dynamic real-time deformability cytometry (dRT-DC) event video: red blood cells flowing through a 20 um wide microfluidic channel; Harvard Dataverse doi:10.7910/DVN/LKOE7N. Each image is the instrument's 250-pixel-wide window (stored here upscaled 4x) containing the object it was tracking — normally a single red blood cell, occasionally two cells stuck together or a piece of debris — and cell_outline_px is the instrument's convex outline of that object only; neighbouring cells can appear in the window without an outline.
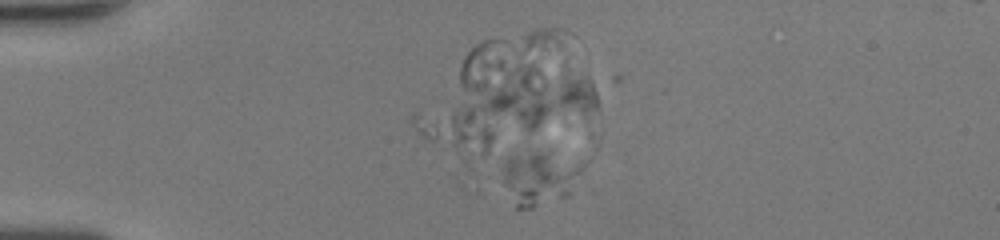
{"species": "human", "species_latin": "Homo sapiens", "temperature_condition": "room temperature", "stored_images_in_passage": 42, "camera_frame_rate_fps": 3000, "um_per_image_px": 0.085, "donor": {"sex": "female"}, "frame": {"image": 1, "passage_image": 1, "time_ms": 0.0, "image_size_px": [1000, 240], "cell_outline_px": [[588, 160], [568, 196], [532, 208], [516, 208], [504, 176], [504, 160], [508, 156], [532, 152], [540, 152]], "centroid_in_image_um": [45.97, 15.09], "position_along_channel_um": 39.0, "area_um2": 24.8}}